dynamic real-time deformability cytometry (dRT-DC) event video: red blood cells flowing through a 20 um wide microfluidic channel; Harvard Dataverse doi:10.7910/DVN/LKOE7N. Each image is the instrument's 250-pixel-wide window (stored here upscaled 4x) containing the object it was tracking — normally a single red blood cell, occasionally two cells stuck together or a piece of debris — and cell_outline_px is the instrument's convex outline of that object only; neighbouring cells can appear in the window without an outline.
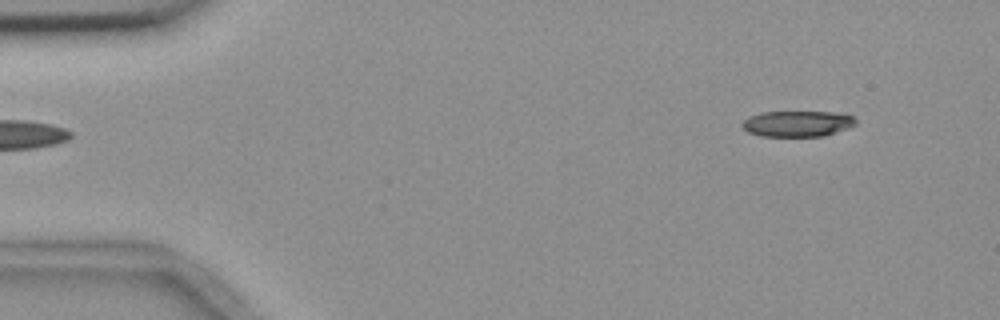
{"species": "common noctule bat (a hibernating species)", "species_latin": "Nyctalus noctula", "temperature_condition": "room temperature", "stored_images_in_passage": 4, "camera_frame_rate_fps": 3000, "um_per_image_px": 0.085, "animal": {"sex": "female", "body_mass_g": 18.4}, "frame": {"image": 1, "passage_image": 1, "time_ms": 0.0, "image_size_px": [1000, 320], "cell_outline_px": [[856, 124], [848, 128], [824, 136], [760, 136], [748, 132], [740, 124], [744, 120], [752, 116], [764, 112], [832, 112], [852, 116], [856, 120]], "centroid_in_image_um": [67.78, 10.52], "position_along_channel_um": 17.2, "area_um2": 16.94}}
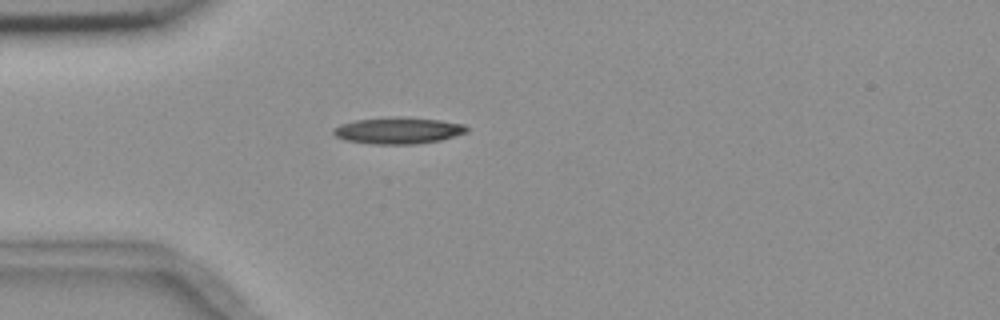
{"frame": {"image": 2, "passage_image": 4, "time_ms": 3.333, "image_size_px": [1000, 320], "cell_outline_px": [[468, 132], [440, 140], [416, 144], [372, 144], [344, 140], [336, 136], [332, 132], [332, 128], [340, 124], [356, 120], [396, 116], [400, 116], [440, 120], [464, 124], [468, 128]], "centroid_in_image_um": [33.83, 11.09], "position_along_channel_um": 51.2, "area_um2": 20.75}}